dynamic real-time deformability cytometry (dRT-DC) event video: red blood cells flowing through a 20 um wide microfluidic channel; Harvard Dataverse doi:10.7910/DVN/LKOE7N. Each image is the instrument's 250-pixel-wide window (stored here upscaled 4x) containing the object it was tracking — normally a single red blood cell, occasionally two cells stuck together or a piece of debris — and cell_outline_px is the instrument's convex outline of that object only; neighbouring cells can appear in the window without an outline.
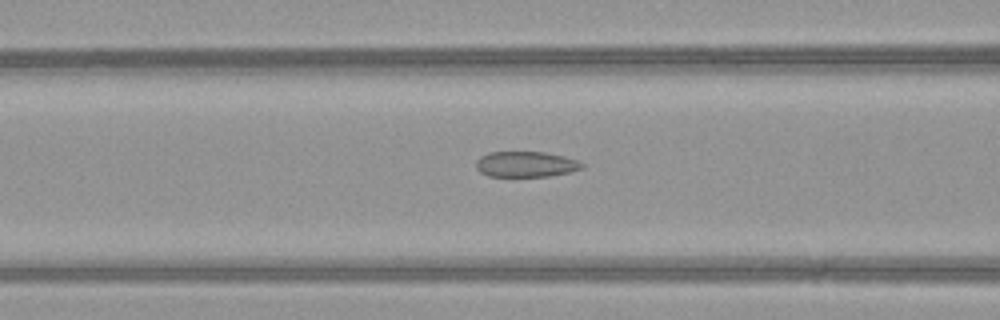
{"species": "common noctule bat (a hibernating species)", "species_latin": "Nyctalus noctula", "temperature_condition": "warm", "stored_images_in_passage": 51, "camera_frame_rate_fps": 3000, "um_per_image_px": 0.085, "animal": {"sex": "female", "body_mass_g": 21.9}, "frame": {"image": 1, "passage_image": 22, "time_ms": 7.0, "image_size_px": [1000, 320], "cell_outline_px": [[584, 168], [572, 172], [552, 176], [488, 176], [480, 172], [476, 168], [476, 160], [480, 156], [488, 152], [544, 152], [564, 156], [576, 160], [584, 164]], "centroid_in_image_um": [44.71, 13.96], "position_along_channel_um": 121.9, "area_um2": 15.95}}
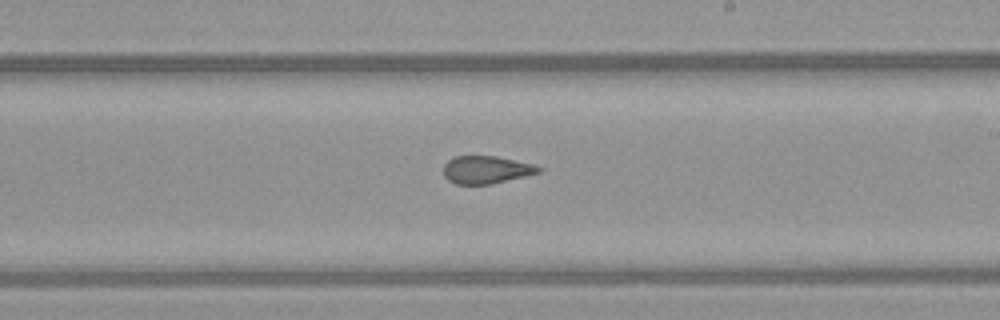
{"frame": {"image": 2, "passage_image": 31, "time_ms": 10.0, "image_size_px": [1000, 320], "cell_outline_px": [[544, 168], [540, 172], [492, 184], [456, 184], [448, 180], [444, 176], [444, 164], [452, 156], [496, 156], [532, 164]], "centroid_in_image_um": [41.31, 14.42], "position_along_channel_um": 247.7, "area_um2": 15.32}}
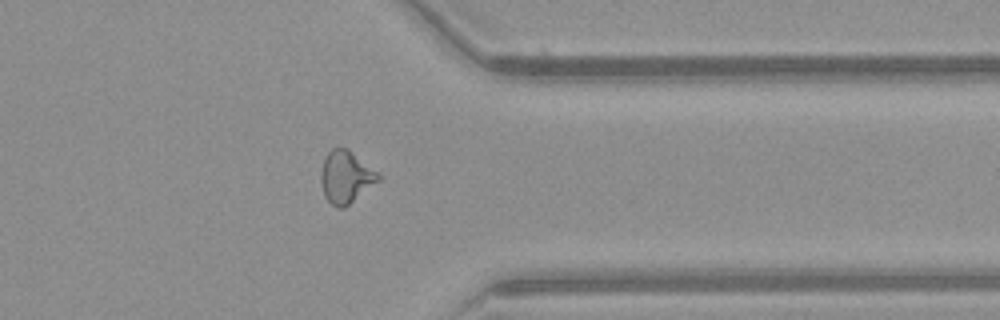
{"frame": {"image": 3, "passage_image": 41, "time_ms": 13.333, "image_size_px": [1000, 320], "cell_outline_px": [[380, 180], [344, 208], [340, 208], [332, 204], [324, 196], [320, 180], [320, 176], [324, 160], [328, 152], [332, 148], [348, 148], [376, 172], [380, 176]], "centroid_in_image_um": [29.38, 15.05], "position_along_channel_um": 382.0, "area_um2": 17.17}, "authors_computed_cell_mechanics": {"area_um2": 17.2822, "velocity_mm_per_s": 4.1863, "shape_relaxation_time_tau1_ms": null, "shape_relaxation_time_tau2_ms": 1.5656, "deformation_change_tau1": null, "deformation_change_tau2": 0.0924}}